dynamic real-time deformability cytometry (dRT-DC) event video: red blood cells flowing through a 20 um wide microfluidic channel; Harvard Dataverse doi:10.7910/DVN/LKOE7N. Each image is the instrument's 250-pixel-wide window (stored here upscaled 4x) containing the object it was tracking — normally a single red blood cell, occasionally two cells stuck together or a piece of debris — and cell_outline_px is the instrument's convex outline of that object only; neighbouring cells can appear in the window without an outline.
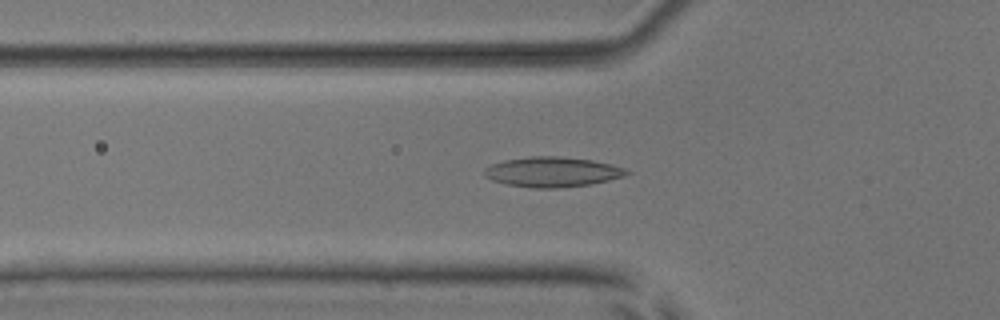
{"species": "common noctule bat (a hibernating species)", "species_latin": "Nyctalus noctula", "temperature_condition": "room temperature", "stored_images_in_passage": 52, "camera_frame_rate_fps": 3000, "um_per_image_px": 0.085, "animal": {"sex": "male", "body_mass_g": 17.9, "forearm_length_mm": 54.2}, "frame": {"image": 1, "passage_image": 18, "time_ms": 5.667, "image_size_px": [1000, 320], "cell_outline_px": [[632, 172], [624, 176], [592, 184], [556, 188], [532, 188], [508, 184], [492, 180], [484, 176], [484, 168], [492, 164], [504, 160], [532, 156], [556, 156], [592, 160], [612, 164], [624, 168]], "centroid_in_image_um": [46.95, 14.61], "position_along_channel_um": 78.8, "area_um2": 24.85}}
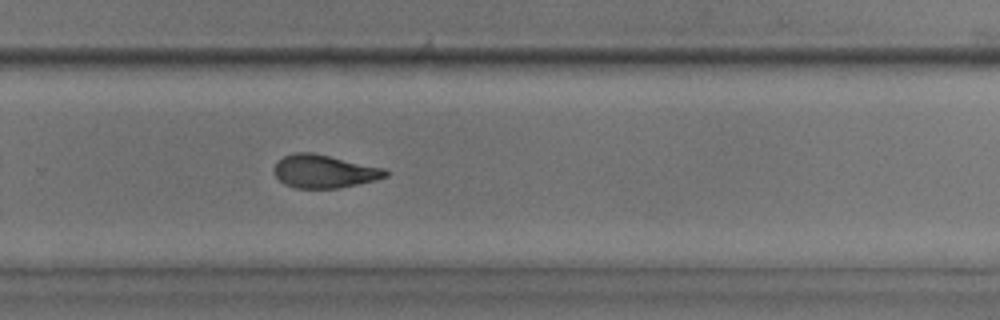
{"frame": {"image": 2, "passage_image": 35, "time_ms": 11.333, "image_size_px": [1000, 320], "cell_outline_px": [[388, 176], [340, 188], [296, 188], [284, 184], [276, 176], [272, 168], [276, 160], [292, 152], [312, 152], [384, 168], [388, 172]], "centroid_in_image_um": [27.49, 14.55], "position_along_channel_um": 302.3, "area_um2": 21.5}}
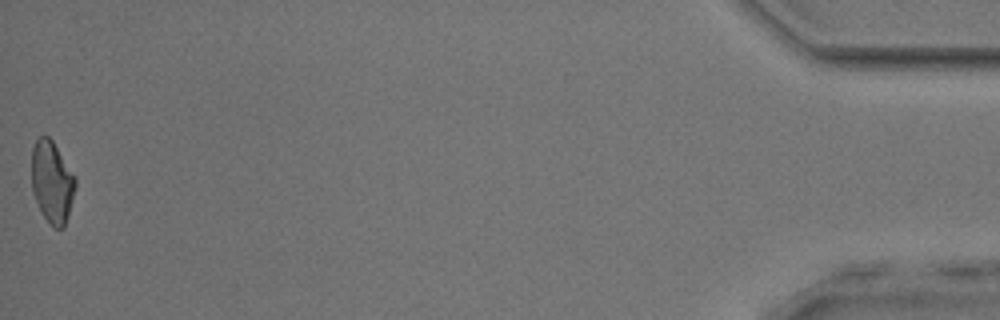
{"frame": {"image": 3, "passage_image": 52, "time_ms": 17.0, "image_size_px": [1000, 320], "cell_outline_px": [[76, 188], [64, 228], [56, 228], [44, 216], [32, 192], [32, 148], [36, 140], [40, 136], [48, 136], [52, 140], [76, 176]], "centroid_in_image_um": [4.44, 15.44], "position_along_channel_um": 430.8, "area_um2": 20.75}, "authors_computed_cell_mechanics": {"area_um2": 22.3108, "velocity_mm_per_s": 3.9521, "shape_relaxation_time_tau1_ms": 10.2517, "shape_relaxation_time_tau2_ms": 2.161, "deformation_change_tau1": 0.2118, "deformation_change_tau2": 0.094}}